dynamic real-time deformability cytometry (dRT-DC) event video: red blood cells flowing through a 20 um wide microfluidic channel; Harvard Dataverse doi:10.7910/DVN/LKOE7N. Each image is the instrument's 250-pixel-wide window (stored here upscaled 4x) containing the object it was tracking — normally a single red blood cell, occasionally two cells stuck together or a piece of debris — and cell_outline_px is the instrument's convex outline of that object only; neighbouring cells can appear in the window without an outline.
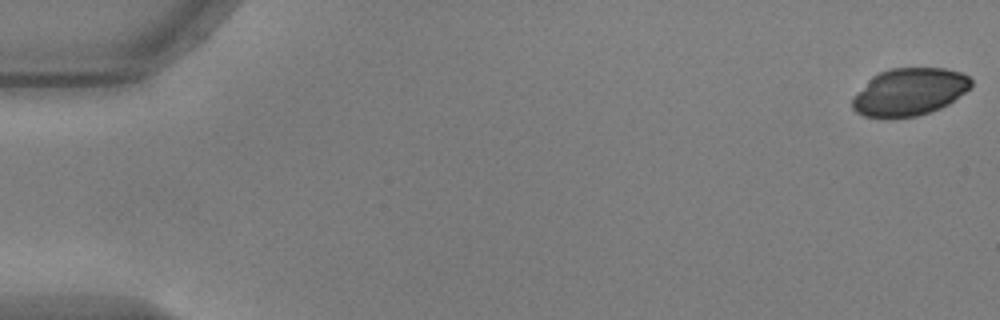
{"species": "common noctule bat (a hibernating species)", "species_latin": "Nyctalus noctula", "temperature_condition": "warm", "stored_images_in_passage": 54, "camera_frame_rate_fps": 3000, "um_per_image_px": 0.085, "animal": {"sex": "male", "body_mass_g": 17.9, "forearm_length_mm": 54.2}, "frame": {"image": 1, "passage_image": 1, "time_ms": 0.0, "image_size_px": [1000, 320], "cell_outline_px": [[972, 88], [948, 104], [940, 108], [916, 116], [888, 120], [864, 116], [856, 112], [852, 108], [852, 100], [868, 80], [872, 76], [880, 72], [892, 68], [944, 68], [960, 72], [968, 76], [972, 80]], "centroid_in_image_um": [77.3, 7.84], "position_along_channel_um": 7.7, "area_um2": 33.12}}